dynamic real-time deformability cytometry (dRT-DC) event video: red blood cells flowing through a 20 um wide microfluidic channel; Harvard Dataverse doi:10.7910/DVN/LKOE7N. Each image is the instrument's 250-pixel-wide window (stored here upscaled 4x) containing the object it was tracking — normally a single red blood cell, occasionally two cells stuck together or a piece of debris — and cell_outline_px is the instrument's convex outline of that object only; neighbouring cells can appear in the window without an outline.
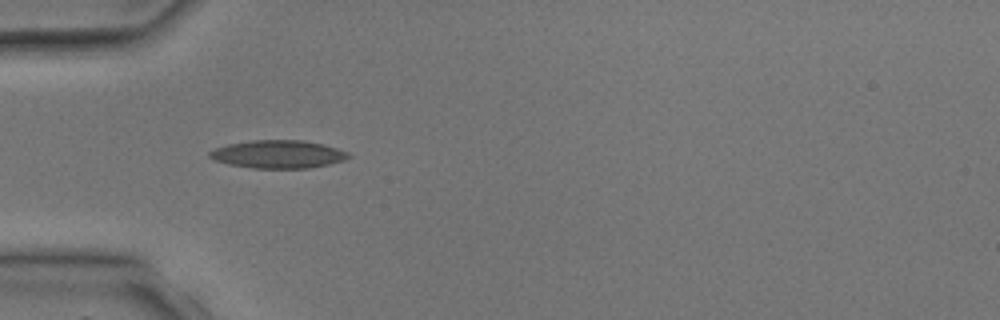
{"species": "common noctule bat (a hibernating species)", "species_latin": "Nyctalus noctula", "temperature_condition": "room temperature", "stored_images_in_passage": 7, "camera_frame_rate_fps": 3000, "um_per_image_px": 0.085, "animal": {"sex": "male", "body_mass_g": 17.9, "forearm_length_mm": 54.2}, "frame": {"image": 1, "passage_image": 6, "time_ms": 6.333, "image_size_px": [1000, 320], "cell_outline_px": [[352, 156], [344, 160], [328, 164], [308, 168], [252, 168], [228, 164], [216, 160], [208, 156], [208, 152], [212, 148], [228, 144], [252, 140], [304, 140], [324, 144], [348, 152]], "centroid_in_image_um": [23.62, 13.1], "position_along_channel_um": 61.4, "area_um2": 22.72}}